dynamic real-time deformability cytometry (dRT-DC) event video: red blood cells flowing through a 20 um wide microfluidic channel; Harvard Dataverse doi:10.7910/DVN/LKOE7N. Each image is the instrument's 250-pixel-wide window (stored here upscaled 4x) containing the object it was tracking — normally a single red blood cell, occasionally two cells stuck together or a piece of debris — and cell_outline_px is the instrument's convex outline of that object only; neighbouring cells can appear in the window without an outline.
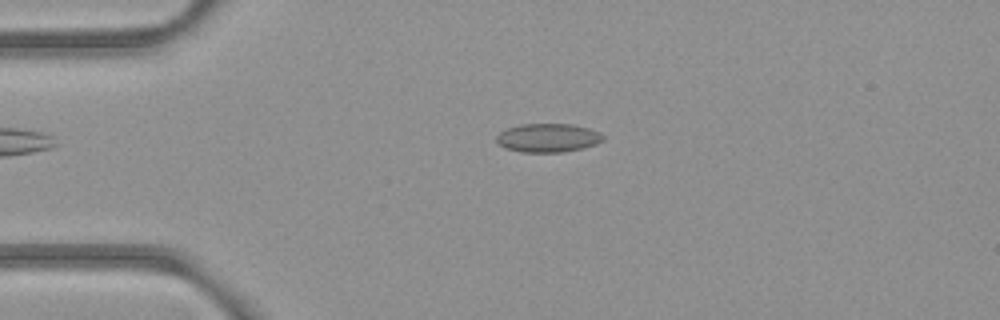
{"species": "common noctule bat (a hibernating species)", "species_latin": "Nyctalus noctula", "temperature_condition": "room temperature", "stored_images_in_passage": 48, "camera_frame_rate_fps": 3000, "um_per_image_px": 0.085, "animal": {"sex": "female", "body_mass_g": 21.9}, "frame": {"image": 1, "passage_image": 7, "time_ms": 2.0, "image_size_px": [1000, 320], "cell_outline_px": [[604, 140], [596, 144], [580, 148], [560, 152], [520, 152], [504, 148], [496, 140], [496, 136], [500, 132], [508, 128], [520, 124], [572, 124], [588, 128], [600, 132], [604, 136]], "centroid_in_image_um": [46.57, 11.71], "position_along_channel_um": 38.4, "area_um2": 17.74}}
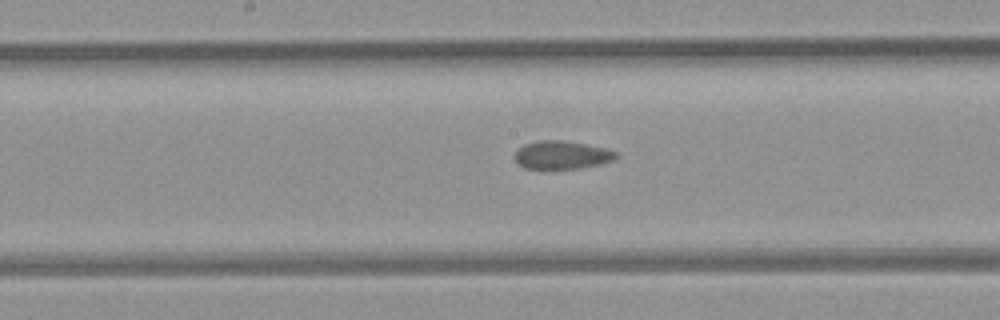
{"frame": {"image": 2, "passage_image": 22, "time_ms": 7.0, "image_size_px": [1000, 320], "cell_outline_px": [[620, 152], [612, 160], [600, 164], [580, 168], [524, 168], [516, 164], [512, 156], [524, 144], [540, 140], [560, 140], [588, 144]], "centroid_in_image_um": [47.72, 13.17], "position_along_channel_um": 200.5, "area_um2": 16.65}}
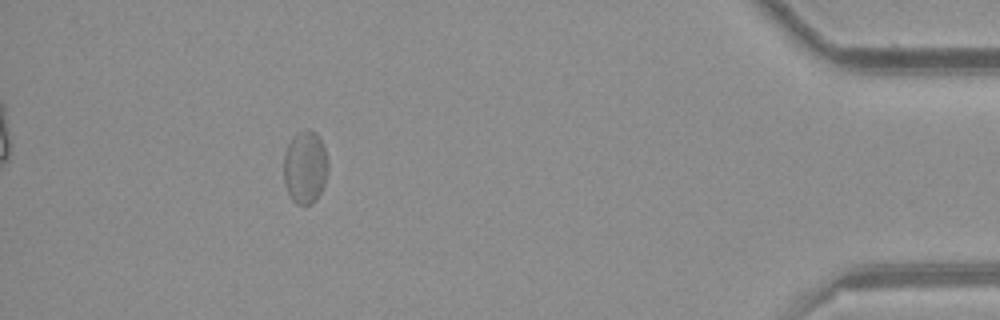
{"frame": {"image": 3, "passage_image": 43, "time_ms": 14.0, "image_size_px": [1000, 320], "cell_outline_px": [[328, 172], [324, 184], [316, 200], [312, 204], [296, 204], [292, 200], [284, 184], [284, 156], [288, 144], [292, 136], [296, 132], [304, 128], [308, 128], [316, 132], [324, 148], [328, 160]], "centroid_in_image_um": [25.93, 14.18], "position_along_channel_um": 409.3, "area_um2": 19.07}, "authors_computed_cell_mechanics": {"area_um2": 17.7157, "velocity_mm_per_s": 3.8609, "shape_relaxation_time_tau1_ms": null, "shape_relaxation_time_tau2_ms": 0.895, "deformation_change_tau1": null, "deformation_change_tau2": 0.0553}}